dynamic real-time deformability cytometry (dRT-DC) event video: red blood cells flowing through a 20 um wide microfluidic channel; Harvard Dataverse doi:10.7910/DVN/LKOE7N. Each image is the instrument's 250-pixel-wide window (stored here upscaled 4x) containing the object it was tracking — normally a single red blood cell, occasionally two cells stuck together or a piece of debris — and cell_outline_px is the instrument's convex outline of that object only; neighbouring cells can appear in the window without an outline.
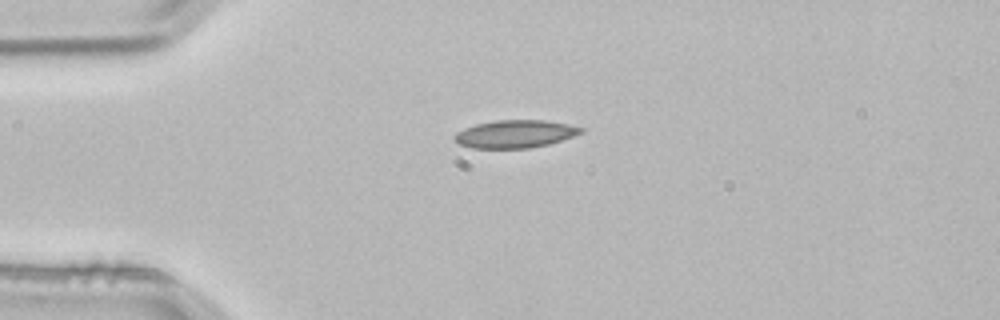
{"species": "common noctule bat (a hibernating species)", "species_latin": "Nyctalus noctula", "temperature_condition": "room temperature", "stored_images_in_passage": 1, "camera_frame_rate_fps": 3000, "um_per_image_px": 0.085, "animal": {"sex": "male", "body_mass_g": 21.5, "forearm_length_mm": 52.0}, "frame": {"image": 1, "passage_image": 1, "time_ms": 0.0, "image_size_px": [1000, 320], "cell_outline_px": [[584, 132], [548, 144], [528, 148], [472, 148], [456, 144], [452, 140], [452, 136], [456, 132], [464, 128], [476, 124], [496, 120], [544, 120], [568, 124], [584, 128]], "centroid_in_image_um": [43.71, 11.39], "position_along_channel_um": 41.3, "area_um2": 20.58}}